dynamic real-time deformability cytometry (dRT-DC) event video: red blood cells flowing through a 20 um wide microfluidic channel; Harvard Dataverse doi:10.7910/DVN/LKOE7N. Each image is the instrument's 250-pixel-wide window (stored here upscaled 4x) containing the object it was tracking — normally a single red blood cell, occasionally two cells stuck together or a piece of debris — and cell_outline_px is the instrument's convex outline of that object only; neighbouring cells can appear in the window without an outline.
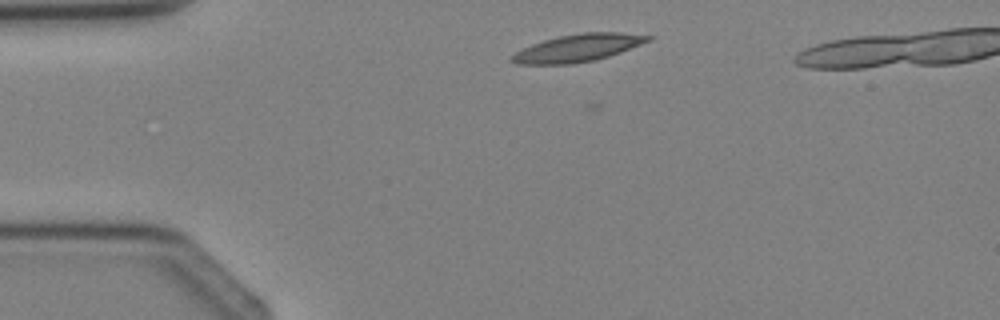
{"species": "Egyptian fruit bat (a non-hibernating species)", "species_latin": "Rousettus aegyptiacus", "temperature_condition": "cold", "stored_images_in_passage": 2, "camera_frame_rate_fps": 3000, "um_per_image_px": 0.085, "animal": {"sex": "female"}, "frame": {"image": 1, "passage_image": 1, "time_ms": 0.0, "image_size_px": [1000, 320], "cell_outline_px": [[656, 36], [652, 40], [620, 52], [596, 60], [572, 64], [516, 64], [508, 60], [516, 52], [532, 44], [544, 40], [560, 36], [584, 32], [624, 32]], "centroid_in_image_um": [49.17, 4.07], "position_along_channel_um": 35.8, "area_um2": 21.85}}
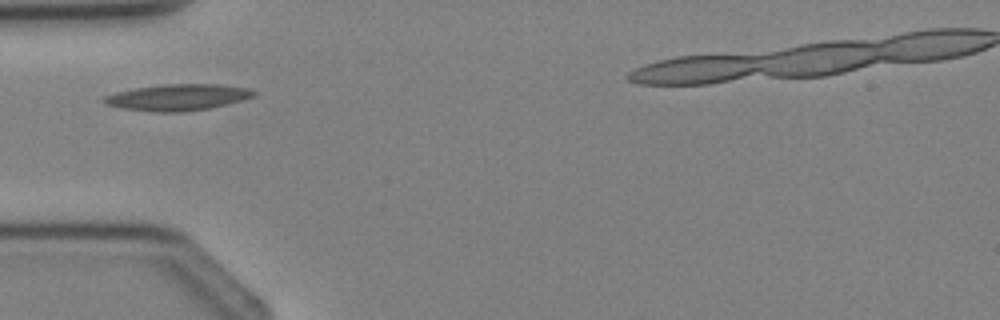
{"frame": {"image": 2, "passage_image": 2, "time_ms": 1.333, "image_size_px": [1000, 320], "cell_outline_px": [[256, 96], [208, 108], [184, 112], [152, 112], [120, 108], [108, 104], [104, 100], [104, 96], [116, 92], [132, 88], [164, 84], [220, 84], [248, 88], [256, 92]], "centroid_in_image_um": [15.09, 8.26], "position_along_channel_um": 69.9, "area_um2": 22.89}}